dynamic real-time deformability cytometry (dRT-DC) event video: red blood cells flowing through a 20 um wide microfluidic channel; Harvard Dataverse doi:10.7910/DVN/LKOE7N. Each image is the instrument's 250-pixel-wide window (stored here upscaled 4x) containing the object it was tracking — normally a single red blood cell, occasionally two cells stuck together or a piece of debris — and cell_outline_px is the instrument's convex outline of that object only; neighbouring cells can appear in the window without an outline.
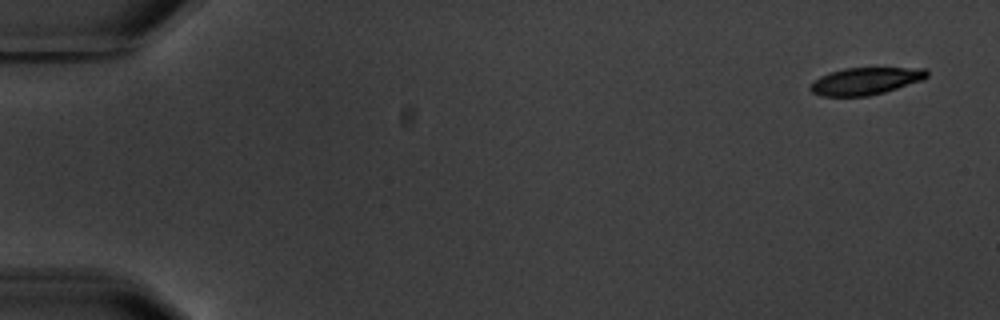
{"species": "common noctule bat (a hibernating species)", "species_latin": "Nyctalus noctula", "temperature_condition": "warm", "stored_images_in_passage": 4, "camera_frame_rate_fps": 3000, "um_per_image_px": 0.085, "animal": {"sex": "male", "body_mass_g": 20.1, "forearm_length_mm": 53.5}, "frame": {"image": 1, "passage_image": 1, "time_ms": 0.0, "image_size_px": [1000, 320], "cell_outline_px": [[928, 76], [924, 80], [884, 92], [868, 96], [820, 96], [812, 92], [808, 88], [808, 84], [820, 76], [828, 72], [844, 68], [928, 68]], "centroid_in_image_um": [73.55, 6.89], "position_along_channel_um": 11.5, "area_um2": 18.73}}
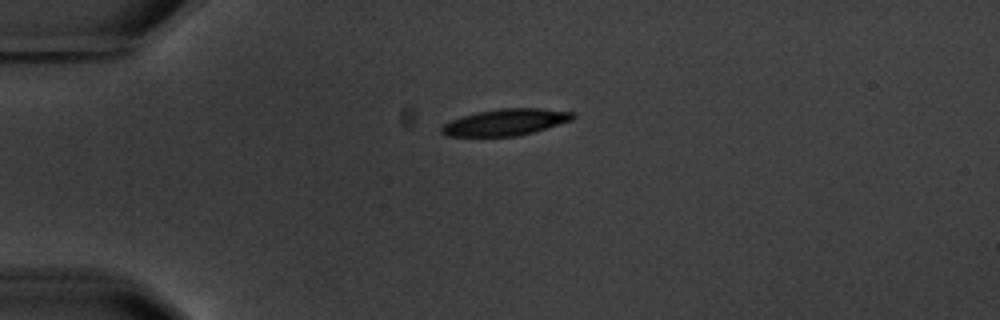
{"frame": {"image": 2, "passage_image": 4, "time_ms": 4.0, "image_size_px": [1000, 320], "cell_outline_px": [[576, 116], [572, 120], [532, 132], [516, 136], [444, 136], [440, 132], [440, 128], [444, 124], [452, 120], [476, 112], [500, 108], [540, 108], [576, 112]], "centroid_in_image_um": [42.98, 10.38], "position_along_channel_um": 42.0, "area_um2": 20.23}}